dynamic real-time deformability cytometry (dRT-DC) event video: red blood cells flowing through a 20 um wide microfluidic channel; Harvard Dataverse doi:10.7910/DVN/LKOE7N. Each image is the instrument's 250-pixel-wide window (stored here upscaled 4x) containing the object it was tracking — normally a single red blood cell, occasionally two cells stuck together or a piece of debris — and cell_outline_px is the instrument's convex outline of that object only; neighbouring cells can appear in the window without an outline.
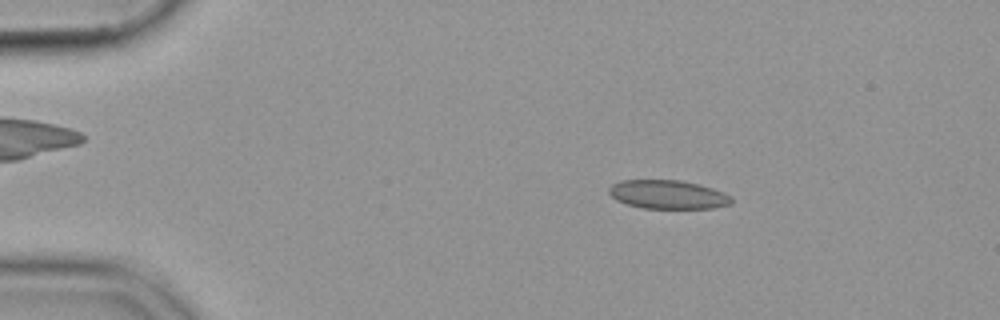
{"species": "common noctule bat (a hibernating species)", "species_latin": "Nyctalus noctula", "temperature_condition": "cold", "stored_images_in_passage": 55, "camera_frame_rate_fps": 3000, "um_per_image_px": 0.085, "animal": {"sex": "female", "body_mass_g": 19.9}, "frame": {"image": 1, "passage_image": 10, "time_ms": 3.0, "image_size_px": [1000, 320], "cell_outline_px": [[732, 204], [712, 208], [644, 208], [628, 204], [616, 200], [608, 192], [608, 188], [612, 184], [620, 180], [680, 180], [712, 188], [724, 192], [732, 196]], "centroid_in_image_um": [56.77, 16.53], "position_along_channel_um": 28.2, "area_um2": 20.46}}
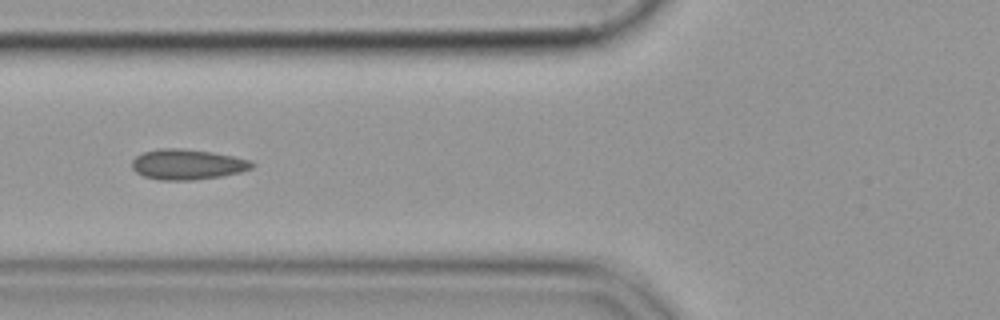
{"frame": {"image": 2, "passage_image": 22, "time_ms": 7.0, "image_size_px": [1000, 320], "cell_outline_px": [[256, 164], [252, 168], [240, 172], [220, 176], [192, 180], [160, 180], [144, 176], [136, 172], [132, 168], [132, 160], [136, 156], [144, 152], [160, 148], [180, 148], [212, 152], [232, 156], [248, 160]], "centroid_in_image_um": [15.91, 13.97], "position_along_channel_um": 109.9, "area_um2": 21.1}}
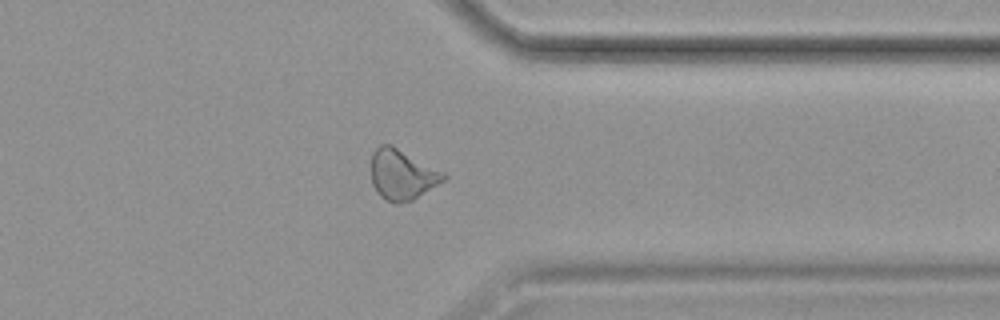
{"frame": {"image": 3, "passage_image": 44, "time_ms": 14.333, "image_size_px": [1000, 320], "cell_outline_px": [[448, 176], [444, 180], [412, 200], [396, 204], [380, 196], [372, 184], [372, 152], [380, 144], [392, 144], [444, 172]], "centroid_in_image_um": [34.17, 14.82], "position_along_channel_um": 377.2, "area_um2": 21.1}}